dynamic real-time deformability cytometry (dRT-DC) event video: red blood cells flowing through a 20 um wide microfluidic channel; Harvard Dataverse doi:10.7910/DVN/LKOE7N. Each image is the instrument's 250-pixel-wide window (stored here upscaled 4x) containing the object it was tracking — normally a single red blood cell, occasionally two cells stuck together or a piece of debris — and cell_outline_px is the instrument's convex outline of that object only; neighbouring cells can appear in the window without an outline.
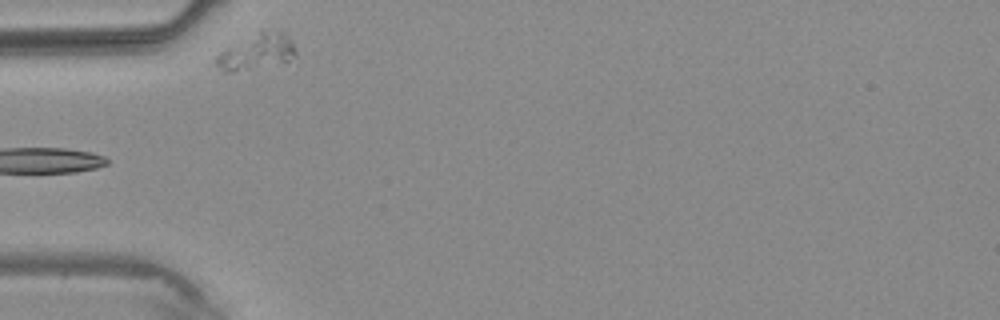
{"species": "common noctule bat (a hibernating species)", "species_latin": "Nyctalus noctula", "temperature_condition": "warm", "stored_images_in_passage": 5, "camera_frame_rate_fps": 3000, "um_per_image_px": 0.085, "animal": {"sex": "male", "body_mass_g": 20.4}, "frame": {"image": 1, "passage_image": 4, "time_ms": 3.667, "image_size_px": [1000, 320], "cell_outline_px": [[296, 52], [288, 60], [232, 72], [220, 72], [212, 64], [212, 60], [220, 52], [260, 28], [268, 28], [284, 32], [288, 36]], "centroid_in_image_um": [21.71, 4.36], "position_along_channel_um": 63.3, "area_um2": 16.7}}
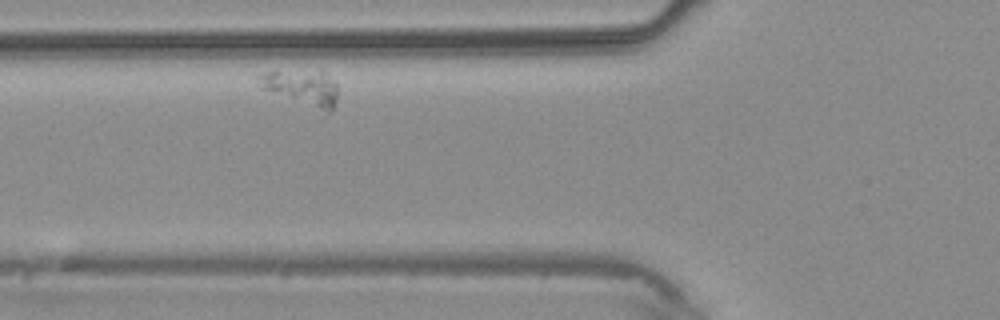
{"frame": {"image": 2, "passage_image": 5, "time_ms": 4.667, "image_size_px": [1000, 320], "cell_outline_px": [[336, 100], [332, 108], [328, 112], [260, 88], [256, 76], [264, 72], [320, 68], [336, 84]], "centroid_in_image_um": [25.64, 7.36], "position_along_channel_um": 100.2, "area_um2": 16.3}}